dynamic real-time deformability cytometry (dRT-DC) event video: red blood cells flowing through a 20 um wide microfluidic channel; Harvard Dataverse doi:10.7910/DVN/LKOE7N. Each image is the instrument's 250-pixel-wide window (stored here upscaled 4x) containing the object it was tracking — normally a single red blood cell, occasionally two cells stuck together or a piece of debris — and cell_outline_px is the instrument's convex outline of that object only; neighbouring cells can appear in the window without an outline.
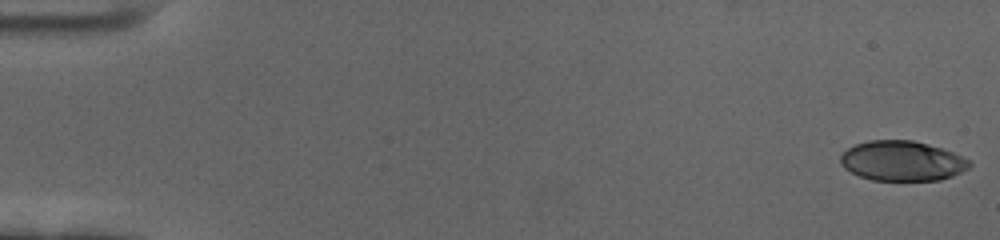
{"species": "human", "species_latin": "Homo sapiens", "temperature_condition": "cold", "stored_images_in_passage": 56, "camera_frame_rate_fps": 3000, "um_per_image_px": 0.085, "donor": {"sex": "female"}, "frame": {"image": 1, "passage_image": 1, "time_ms": 0.0, "image_size_px": [1000, 240], "cell_outline_px": [[972, 164], [968, 168], [952, 176], [940, 180], [872, 180], [860, 176], [844, 168], [840, 164], [840, 156], [848, 148], [856, 144], [868, 140], [912, 140], [928, 144], [952, 152], [968, 160]], "centroid_in_image_um": [76.65, 13.68], "position_along_channel_um": 8.3, "area_um2": 29.82}}
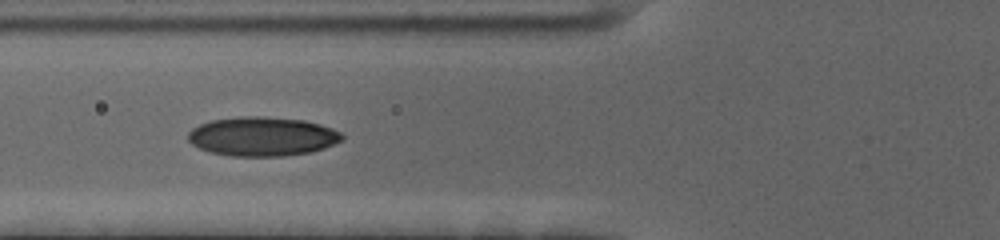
{"frame": {"image": 2, "passage_image": 23, "time_ms": 7.333, "image_size_px": [1000, 240], "cell_outline_px": [[344, 140], [324, 148], [312, 152], [284, 156], [232, 156], [208, 152], [192, 144], [188, 140], [188, 132], [192, 128], [200, 124], [212, 120], [240, 116], [264, 116], [304, 120], [320, 124], [332, 128], [340, 132], [344, 136]], "centroid_in_image_um": [22.31, 11.6], "position_along_channel_um": 103.5, "area_um2": 35.37}}
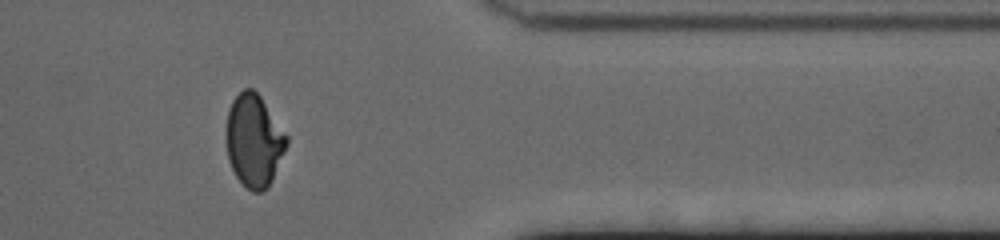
{"frame": {"image": 3, "passage_image": 49, "time_ms": 16.0, "image_size_px": [1000, 240], "cell_outline_px": [[288, 144], [272, 180], [268, 188], [260, 192], [252, 192], [236, 176], [228, 160], [224, 136], [224, 132], [228, 108], [232, 100], [244, 88], [252, 88], [260, 96], [288, 136]], "centroid_in_image_um": [21.56, 11.94], "position_along_channel_um": 389.8, "area_um2": 32.89}}